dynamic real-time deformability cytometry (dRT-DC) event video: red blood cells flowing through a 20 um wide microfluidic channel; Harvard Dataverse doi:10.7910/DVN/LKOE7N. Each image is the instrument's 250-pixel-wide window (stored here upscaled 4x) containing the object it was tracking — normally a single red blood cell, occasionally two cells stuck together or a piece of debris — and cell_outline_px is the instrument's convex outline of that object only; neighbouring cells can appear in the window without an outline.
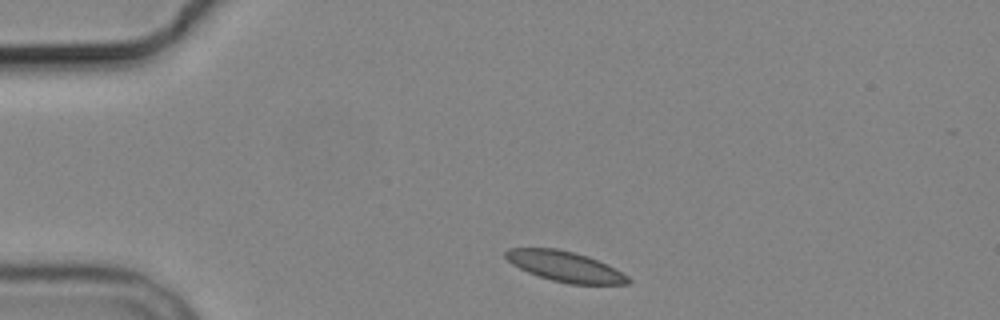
{"species": "common noctule bat (a hibernating species)", "species_latin": "Nyctalus noctula", "temperature_condition": "cold", "stored_images_in_passage": 2, "camera_frame_rate_fps": 3000, "um_per_image_px": 0.085, "animal": {"sex": "male", "body_mass_g": 19.2, "forearm_length_mm": 51.8}, "frame": {"image": 1, "passage_image": 1, "time_ms": 0.0, "image_size_px": [1000, 320], "cell_outline_px": [[632, 280], [628, 284], [568, 284], [552, 280], [528, 272], [512, 264], [504, 256], [504, 252], [508, 248], [556, 248], [576, 252], [588, 256], [628, 276]], "centroid_in_image_um": [48.0, 22.64], "position_along_channel_um": 37.0, "area_um2": 21.44}}